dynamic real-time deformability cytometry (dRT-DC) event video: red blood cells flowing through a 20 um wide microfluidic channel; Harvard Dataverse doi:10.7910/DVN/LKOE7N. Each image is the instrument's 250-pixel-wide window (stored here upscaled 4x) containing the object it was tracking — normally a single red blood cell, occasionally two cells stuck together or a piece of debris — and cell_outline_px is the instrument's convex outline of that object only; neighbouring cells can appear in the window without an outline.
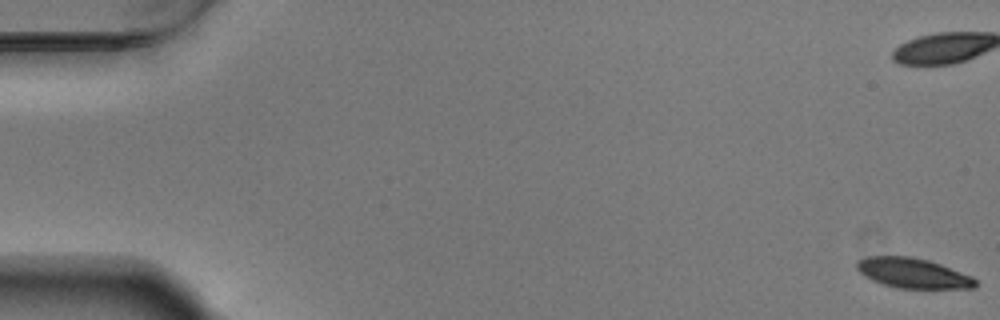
{"species": "Egyptian fruit bat (a non-hibernating species)", "species_latin": "Rousettus aegyptiacus", "temperature_condition": "warm", "stored_images_in_passage": 57, "camera_frame_rate_fps": 3000, "um_per_image_px": 0.085, "animal": {"sex": "male"}, "frame": {"image": 1, "passage_image": 1, "time_ms": 0.0, "image_size_px": [1000, 320], "cell_outline_px": [[976, 288], [900, 288], [884, 284], [872, 280], [864, 276], [856, 268], [856, 260], [868, 256], [908, 256], [928, 260], [940, 264], [972, 276], [976, 280]], "centroid_in_image_um": [77.58, 23.21], "position_along_channel_um": 7.4, "area_um2": 20.63}, "authors_computed_cell_mechanics": {"area_um2": 22.3686, "velocity_mm_per_s": 3.6886, "shape_relaxation_time_tau1_ms": 2.5398, "shape_relaxation_time_tau2_ms": null, "deformation_change_tau1": 0.1333, "deformation_change_tau2": null}}